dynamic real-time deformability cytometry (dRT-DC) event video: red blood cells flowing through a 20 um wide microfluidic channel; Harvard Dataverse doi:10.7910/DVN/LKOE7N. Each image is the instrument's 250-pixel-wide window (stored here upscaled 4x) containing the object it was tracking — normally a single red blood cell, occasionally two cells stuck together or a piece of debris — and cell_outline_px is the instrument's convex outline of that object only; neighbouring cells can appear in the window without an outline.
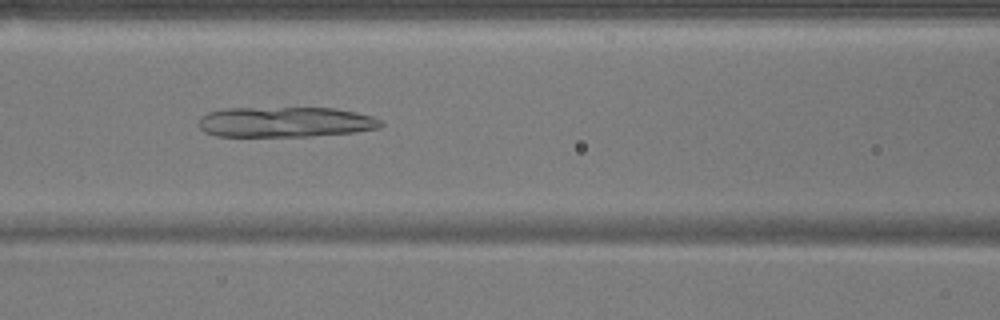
{"species": "common noctule bat (a hibernating species)", "species_latin": "Nyctalus noctula", "temperature_condition": "warm", "stored_images_in_passage": 52, "camera_frame_rate_fps": 3000, "um_per_image_px": 0.085, "animal": {"sex": "male", "body_mass_g": 17.9}, "frame": {"image": 1, "passage_image": 22, "time_ms": 7.0, "image_size_px": [1000, 320], "cell_outline_px": [[384, 124], [380, 128], [352, 132], [312, 136], [216, 136], [204, 132], [200, 128], [200, 116], [208, 112], [224, 108], [332, 108], [356, 112], [372, 116], [380, 120]], "centroid_in_image_um": [24.24, 10.37], "position_along_channel_um": 142.4, "area_um2": 32.19}}
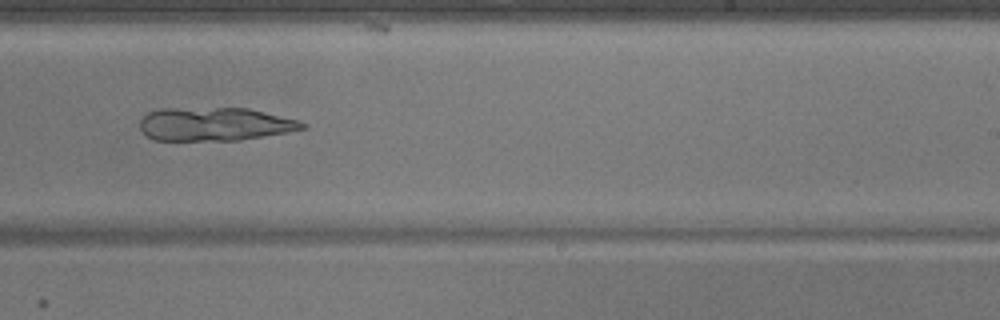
{"frame": {"image": 2, "passage_image": 32, "time_ms": 10.333, "image_size_px": [1000, 320], "cell_outline_px": [[308, 124], [304, 128], [288, 132], [240, 140], [152, 140], [140, 128], [140, 120], [148, 112], [160, 108], [248, 108], [296, 120]], "centroid_in_image_um": [18.22, 10.55], "position_along_channel_um": 270.8, "area_um2": 31.44}}